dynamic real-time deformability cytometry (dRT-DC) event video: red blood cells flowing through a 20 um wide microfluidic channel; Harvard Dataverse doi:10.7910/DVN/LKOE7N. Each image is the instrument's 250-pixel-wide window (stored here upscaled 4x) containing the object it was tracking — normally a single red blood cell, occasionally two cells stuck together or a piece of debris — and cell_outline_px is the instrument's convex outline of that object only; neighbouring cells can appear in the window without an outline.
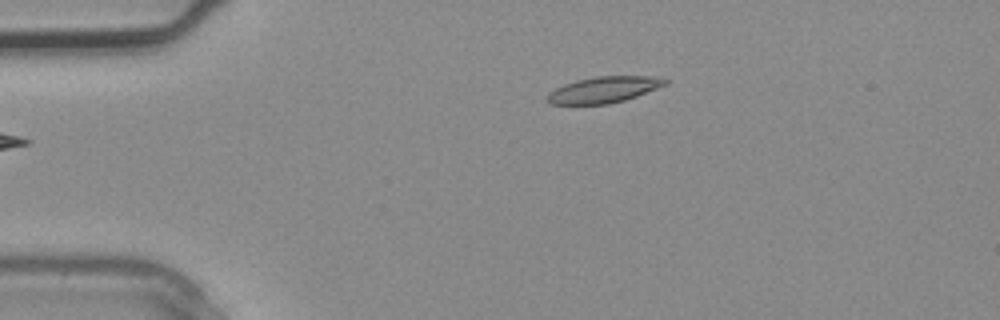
{"species": "common noctule bat (a hibernating species)", "species_latin": "Nyctalus noctula", "temperature_condition": "warm", "stored_images_in_passage": 3, "camera_frame_rate_fps": 3000, "um_per_image_px": 0.085, "animal": {"sex": "male", "body_mass_g": 20.4}, "frame": {"image": 1, "passage_image": 3, "time_ms": 0.667, "image_size_px": [1000, 320], "cell_outline_px": [[668, 84], [636, 96], [624, 100], [608, 104], [548, 104], [548, 92], [564, 84], [576, 80], [596, 76], [652, 76], [668, 80]], "centroid_in_image_um": [51.32, 7.62], "position_along_channel_um": 33.7, "area_um2": 17.86}}